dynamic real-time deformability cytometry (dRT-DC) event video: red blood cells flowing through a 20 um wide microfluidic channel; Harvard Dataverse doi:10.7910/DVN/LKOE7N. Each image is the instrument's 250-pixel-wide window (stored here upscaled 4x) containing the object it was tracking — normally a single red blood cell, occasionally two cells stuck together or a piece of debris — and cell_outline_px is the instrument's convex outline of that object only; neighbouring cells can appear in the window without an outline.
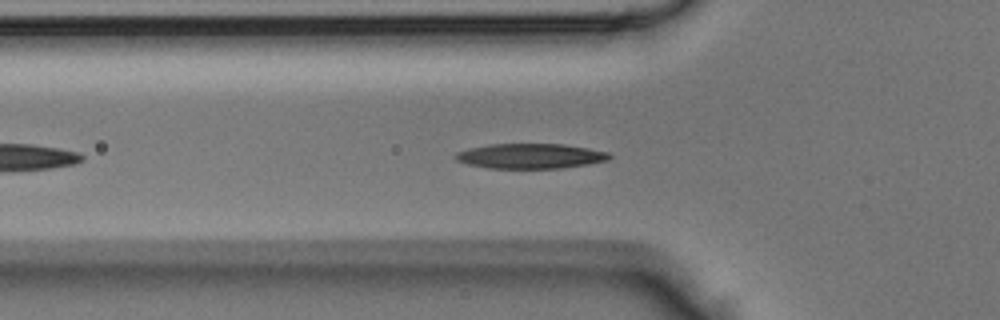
{"species": "Egyptian fruit bat (a non-hibernating species)", "species_latin": "Rousettus aegyptiacus", "temperature_condition": "room temperature", "stored_images_in_passage": 36, "camera_frame_rate_fps": 3000, "um_per_image_px": 0.085, "animal": {"sex": "male"}, "frame": {"image": 1, "passage_image": 6, "time_ms": 1.667, "image_size_px": [1000, 320], "cell_outline_px": [[612, 156], [608, 160], [588, 164], [560, 168], [488, 168], [468, 164], [456, 160], [456, 152], [468, 148], [488, 144], [564, 144], [588, 148], [608, 152]], "centroid_in_image_um": [45.08, 13.26], "position_along_channel_um": 80.7, "area_um2": 22.37}}
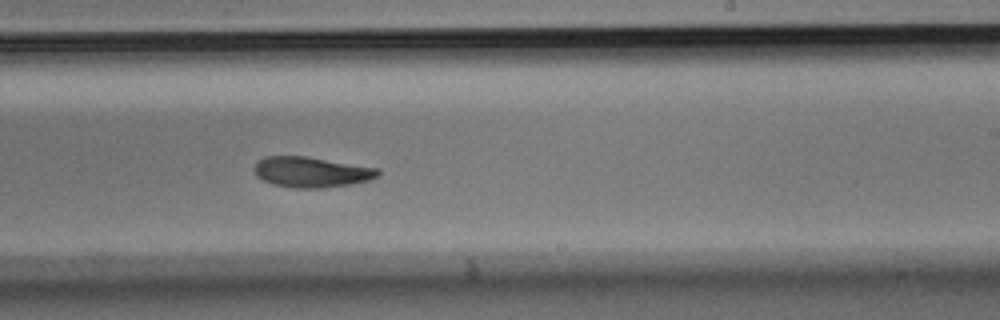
{"frame": {"image": 2, "passage_image": 18, "time_ms": 5.667, "image_size_px": [1000, 320], "cell_outline_px": [[380, 176], [368, 180], [352, 184], [320, 188], [296, 188], [272, 184], [256, 176], [252, 168], [264, 156], [308, 156], [380, 168]], "centroid_in_image_um": [26.49, 14.62], "position_along_channel_um": 262.5, "area_um2": 22.2}}
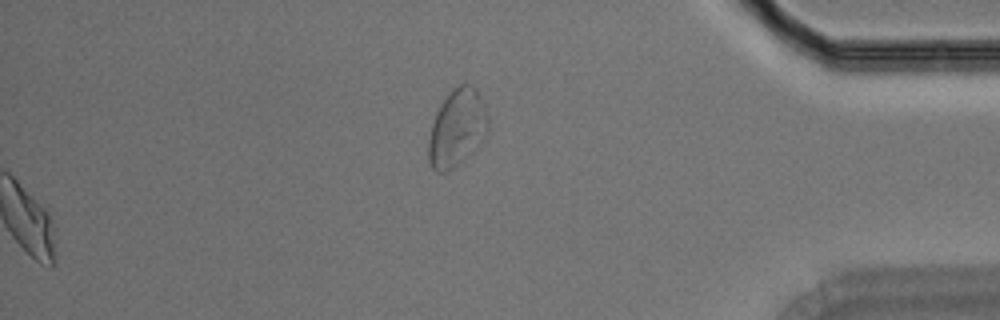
{"frame": {"image": 3, "passage_image": 36, "time_ms": 11.667, "image_size_px": [1000, 320], "cell_outline_px": [[488, 132], [480, 144], [468, 156], [452, 168], [444, 172], [436, 172], [428, 164], [428, 140], [432, 124], [436, 112], [440, 104], [448, 92], [452, 88], [460, 84], [468, 84], [476, 88], [488, 116]], "centroid_in_image_um": [38.83, 10.88], "position_along_channel_um": 396.4, "area_um2": 26.93}}